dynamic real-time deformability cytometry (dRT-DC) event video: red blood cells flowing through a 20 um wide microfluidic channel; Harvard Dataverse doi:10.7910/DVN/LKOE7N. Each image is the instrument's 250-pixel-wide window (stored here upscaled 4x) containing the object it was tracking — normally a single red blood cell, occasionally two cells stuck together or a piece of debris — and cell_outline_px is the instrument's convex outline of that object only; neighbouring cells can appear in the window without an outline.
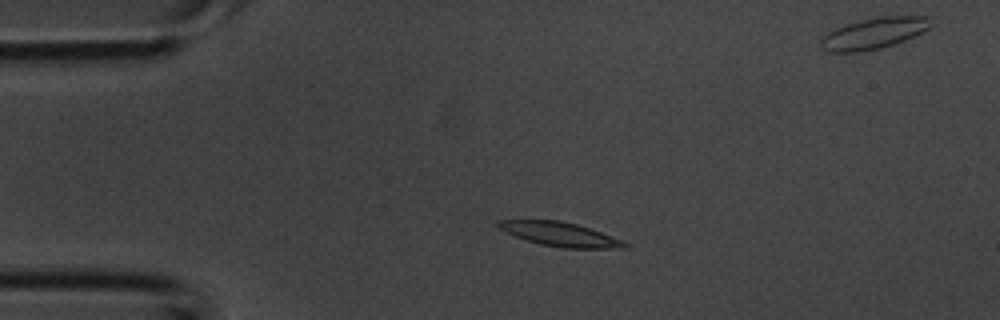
{"species": "common noctule bat (a hibernating species)", "species_latin": "Nyctalus noctula", "temperature_condition": "room temperature", "stored_images_in_passage": 4, "segment_of_instrument_passage": [1, 2], "camera_frame_rate_fps": 3000, "um_per_image_px": 0.085, "animal": {"sex": "male", "body_mass_g": 20.1, "forearm_length_mm": 53.5}, "frame": {"image": 1, "passage_image": 2, "time_ms": 0.333, "image_size_px": [1000, 320], "cell_outline_px": [[628, 248], [564, 248], [540, 244], [516, 236], [500, 228], [496, 224], [496, 220], [560, 220], [576, 224], [600, 232], [620, 240], [628, 244]], "centroid_in_image_um": [47.59, 19.91], "position_along_channel_um": 37.4, "area_um2": 17.28}}